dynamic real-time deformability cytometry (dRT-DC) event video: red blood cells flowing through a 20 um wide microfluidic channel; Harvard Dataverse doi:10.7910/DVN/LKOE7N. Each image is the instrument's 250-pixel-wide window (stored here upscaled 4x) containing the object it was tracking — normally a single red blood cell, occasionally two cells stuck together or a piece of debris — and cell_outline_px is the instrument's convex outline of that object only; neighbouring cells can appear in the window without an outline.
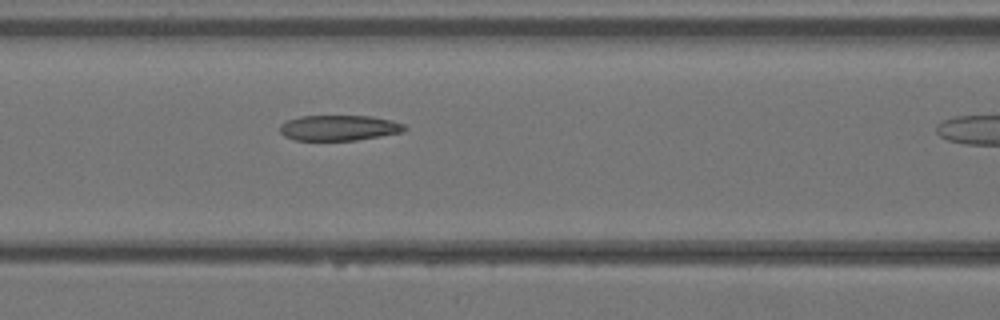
{"species": "Egyptian fruit bat (a non-hibernating species)", "species_latin": "Rousettus aegyptiacus", "temperature_condition": "warm", "stored_images_in_passage": 4, "camera_frame_rate_fps": 3000, "um_per_image_px": 0.085, "animal": {"sex": "female"}, "frame": {"image": 1, "passage_image": 3, "time_ms": 0.667, "image_size_px": [1000, 320], "cell_outline_px": [[408, 128], [404, 132], [356, 140], [296, 140], [284, 136], [280, 132], [280, 124], [288, 120], [300, 116], [372, 116], [392, 120], [404, 124]], "centroid_in_image_um": [28.84, 10.86], "position_along_channel_um": 137.8, "area_um2": 18.55}}